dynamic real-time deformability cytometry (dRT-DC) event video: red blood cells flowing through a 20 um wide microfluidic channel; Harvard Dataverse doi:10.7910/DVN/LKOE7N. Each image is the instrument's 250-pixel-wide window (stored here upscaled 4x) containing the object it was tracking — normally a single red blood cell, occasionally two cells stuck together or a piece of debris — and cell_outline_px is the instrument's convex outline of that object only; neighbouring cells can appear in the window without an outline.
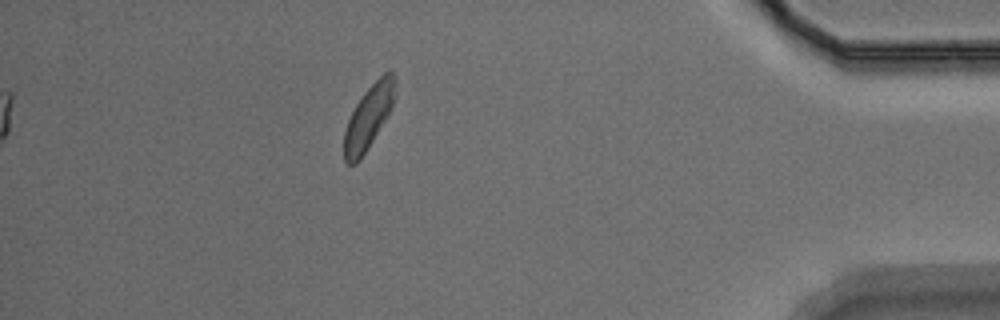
{"species": "Egyptian fruit bat (a non-hibernating species)", "species_latin": "Rousettus aegyptiacus", "temperature_condition": "warm", "stored_images_in_passage": 54, "camera_frame_rate_fps": 3000, "um_per_image_px": 0.085, "animal": {"sex": "male"}, "frame": {"image": 1, "passage_image": 54, "time_ms": 17.667, "image_size_px": [1000, 320], "cell_outline_px": [[396, 96], [392, 108], [388, 116], [360, 160], [356, 164], [348, 164], [344, 160], [344, 132], [348, 120], [356, 104], [364, 92], [388, 68], [396, 76]], "centroid_in_image_um": [31.37, 9.91], "position_along_channel_um": 403.8, "area_um2": 19.13}, "authors_computed_cell_mechanics": {"area_um2": 21.4438, "velocity_mm_per_s": 3.9039, "shape_relaxation_time_tau1_ms": 4.8265, "shape_relaxation_time_tau2_ms": 3.1814, "deformation_change_tau1": 0.1181, "deformation_change_tau2": 0.084}}